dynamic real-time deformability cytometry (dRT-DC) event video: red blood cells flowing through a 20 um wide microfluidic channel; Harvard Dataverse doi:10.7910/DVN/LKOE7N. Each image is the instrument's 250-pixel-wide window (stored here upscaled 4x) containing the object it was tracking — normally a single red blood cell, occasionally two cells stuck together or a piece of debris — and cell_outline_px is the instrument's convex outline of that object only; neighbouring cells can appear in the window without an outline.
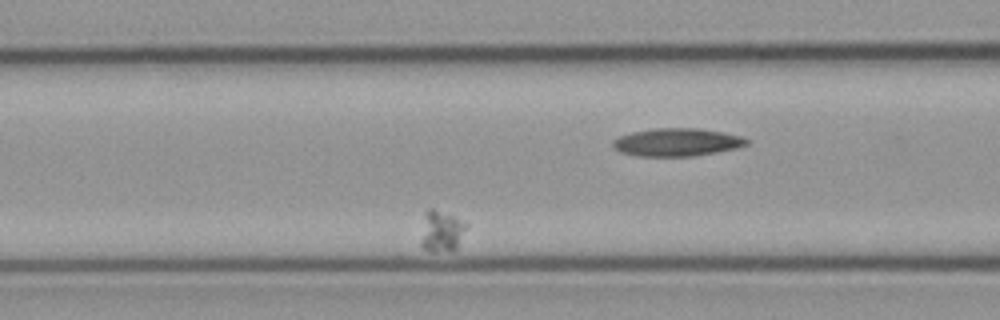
{"species": "common noctule bat (a hibernating species)", "species_latin": "Nyctalus noctula", "temperature_condition": "cold", "stored_images_in_passage": 57, "segment_of_instrument_passage": [2, 3], "camera_frame_rate_fps": 3000, "um_per_image_px": 0.085, "animal": {"sex": "male", "body_mass_g": 23.1, "forearm_length_mm": 52.7}, "frame": {"image": 1, "passage_image": 22, "time_ms": 7.0, "image_size_px": [1000, 320], "cell_outline_px": [[468, 224], [456, 248], [436, 252], [432, 252], [424, 248], [420, 244], [420, 240], [424, 212], [428, 208], [432, 208], [456, 216]], "centroid_in_image_um": [37.49, 19.61], "position_along_channel_um": 129.1, "area_um2": 10.98}}
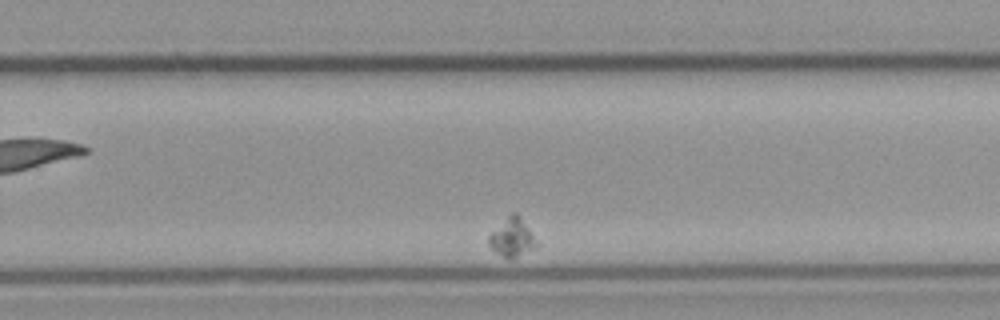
{"frame": {"image": 2, "passage_image": 40, "time_ms": 13.0, "image_size_px": [1000, 320], "cell_outline_px": [[540, 244], [536, 248], [508, 260], [496, 252], [488, 244], [488, 236], [512, 212], [516, 212], [520, 216]], "centroid_in_image_um": [43.56, 20.2], "position_along_channel_um": 286.2, "area_um2": 10.64}}
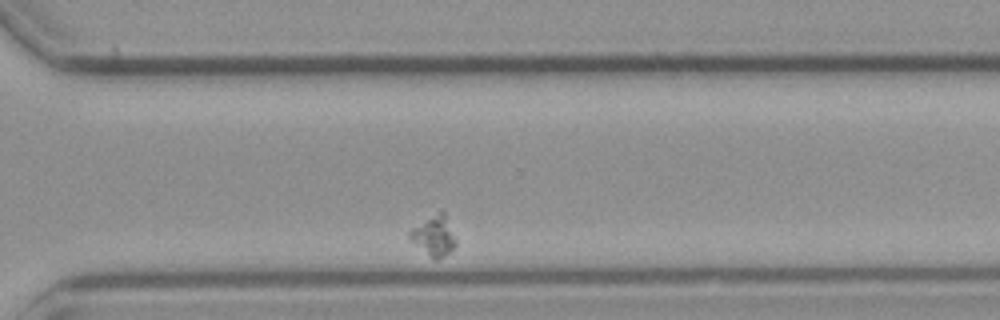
{"frame": {"image": 3, "passage_image": 45, "time_ms": 14.667, "image_size_px": [1000, 320], "cell_outline_px": [[456, 244], [448, 252], [436, 260], [412, 240], [408, 236], [408, 232], [412, 228], [440, 208], [444, 212], [456, 240]], "centroid_in_image_um": [36.89, 19.96], "position_along_channel_um": 333.7, "area_um2": 10.35}}